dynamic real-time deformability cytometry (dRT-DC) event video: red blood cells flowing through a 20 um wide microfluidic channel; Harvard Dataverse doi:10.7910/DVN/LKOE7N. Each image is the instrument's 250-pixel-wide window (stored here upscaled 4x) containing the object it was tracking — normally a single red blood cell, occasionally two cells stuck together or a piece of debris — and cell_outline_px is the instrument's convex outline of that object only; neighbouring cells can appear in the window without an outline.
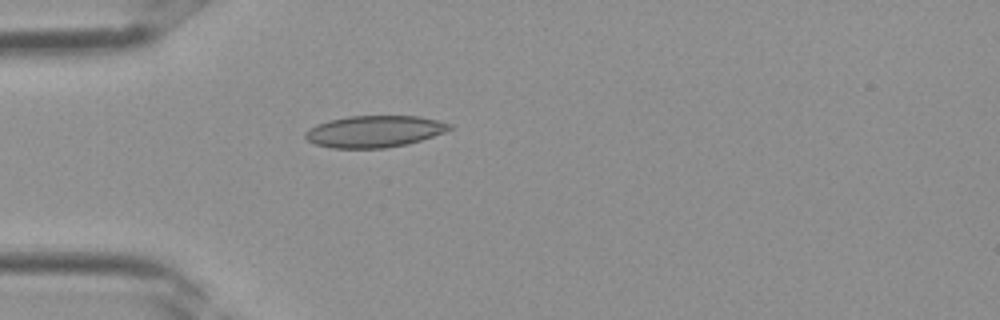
{"species": "Egyptian fruit bat (a non-hibernating species)", "species_latin": "Rousettus aegyptiacus", "temperature_condition": "room temperature", "stored_images_in_passage": 2, "camera_frame_rate_fps": 3000, "um_per_image_px": 0.085, "frame": {"image": 1, "passage_image": 2, "time_ms": 0.333, "image_size_px": [1000, 320], "cell_outline_px": [[452, 128], [444, 132], [408, 144], [384, 148], [332, 148], [316, 144], [308, 140], [304, 136], [304, 132], [308, 128], [316, 124], [348, 116], [420, 116], [452, 124]], "centroid_in_image_um": [31.8, 11.17], "position_along_channel_um": 53.2, "area_um2": 26.53}}